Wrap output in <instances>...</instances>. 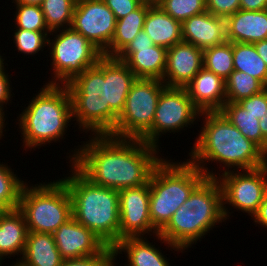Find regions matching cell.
<instances>
[{
	"instance_id": "1",
	"label": "cell",
	"mask_w": 267,
	"mask_h": 266,
	"mask_svg": "<svg viewBox=\"0 0 267 266\" xmlns=\"http://www.w3.org/2000/svg\"><path fill=\"white\" fill-rule=\"evenodd\" d=\"M89 138L69 155L70 164L93 184L106 188L120 191L149 183L154 168L163 159L158 156L159 148L141 139L111 135Z\"/></svg>"
},
{
	"instance_id": "2",
	"label": "cell",
	"mask_w": 267,
	"mask_h": 266,
	"mask_svg": "<svg viewBox=\"0 0 267 266\" xmlns=\"http://www.w3.org/2000/svg\"><path fill=\"white\" fill-rule=\"evenodd\" d=\"M203 127L189 153L190 163L195 165L207 178H216L207 163H219L224 172L251 170L267 164V155L251 140L243 136L220 111L201 112ZM222 163V164H221ZM237 167V168H236ZM227 168V169H226Z\"/></svg>"
},
{
	"instance_id": "3",
	"label": "cell",
	"mask_w": 267,
	"mask_h": 266,
	"mask_svg": "<svg viewBox=\"0 0 267 266\" xmlns=\"http://www.w3.org/2000/svg\"><path fill=\"white\" fill-rule=\"evenodd\" d=\"M224 220L220 183L216 178H206L155 237L168 244V249L183 252Z\"/></svg>"
},
{
	"instance_id": "4",
	"label": "cell",
	"mask_w": 267,
	"mask_h": 266,
	"mask_svg": "<svg viewBox=\"0 0 267 266\" xmlns=\"http://www.w3.org/2000/svg\"><path fill=\"white\" fill-rule=\"evenodd\" d=\"M70 167L72 174L61 180L71 196L73 218L113 248L119 242V191L93 184L73 164Z\"/></svg>"
},
{
	"instance_id": "5",
	"label": "cell",
	"mask_w": 267,
	"mask_h": 266,
	"mask_svg": "<svg viewBox=\"0 0 267 266\" xmlns=\"http://www.w3.org/2000/svg\"><path fill=\"white\" fill-rule=\"evenodd\" d=\"M43 86L17 117L24 150L39 149L46 142H60L73 119L67 87L47 83Z\"/></svg>"
},
{
	"instance_id": "6",
	"label": "cell",
	"mask_w": 267,
	"mask_h": 266,
	"mask_svg": "<svg viewBox=\"0 0 267 266\" xmlns=\"http://www.w3.org/2000/svg\"><path fill=\"white\" fill-rule=\"evenodd\" d=\"M71 97L72 117L80 130L90 135H110L118 116L108 102V57L87 68L65 85Z\"/></svg>"
},
{
	"instance_id": "7",
	"label": "cell",
	"mask_w": 267,
	"mask_h": 266,
	"mask_svg": "<svg viewBox=\"0 0 267 266\" xmlns=\"http://www.w3.org/2000/svg\"><path fill=\"white\" fill-rule=\"evenodd\" d=\"M171 160L163 158L154 168L149 179L150 218L153 228L158 233L167 225L175 211L207 178L188 160L181 163Z\"/></svg>"
},
{
	"instance_id": "8",
	"label": "cell",
	"mask_w": 267,
	"mask_h": 266,
	"mask_svg": "<svg viewBox=\"0 0 267 266\" xmlns=\"http://www.w3.org/2000/svg\"><path fill=\"white\" fill-rule=\"evenodd\" d=\"M39 184H24L18 209L25 217L28 232L53 234L73 217L71 196L61 179Z\"/></svg>"
},
{
	"instance_id": "9",
	"label": "cell",
	"mask_w": 267,
	"mask_h": 266,
	"mask_svg": "<svg viewBox=\"0 0 267 266\" xmlns=\"http://www.w3.org/2000/svg\"><path fill=\"white\" fill-rule=\"evenodd\" d=\"M53 33L56 35L50 40ZM48 46L52 58L50 69L54 76L47 84L66 85L87 68L96 65L103 56L95 45L72 28L52 31Z\"/></svg>"
},
{
	"instance_id": "10",
	"label": "cell",
	"mask_w": 267,
	"mask_h": 266,
	"mask_svg": "<svg viewBox=\"0 0 267 266\" xmlns=\"http://www.w3.org/2000/svg\"><path fill=\"white\" fill-rule=\"evenodd\" d=\"M165 87L162 80L137 78L110 135L116 138L142 139L152 129L157 102Z\"/></svg>"
},
{
	"instance_id": "11",
	"label": "cell",
	"mask_w": 267,
	"mask_h": 266,
	"mask_svg": "<svg viewBox=\"0 0 267 266\" xmlns=\"http://www.w3.org/2000/svg\"><path fill=\"white\" fill-rule=\"evenodd\" d=\"M217 174L219 176L217 175L216 179L222 189L225 221L231 216L225 204L252 217L258 211L267 192V164L256 169L229 170Z\"/></svg>"
},
{
	"instance_id": "12",
	"label": "cell",
	"mask_w": 267,
	"mask_h": 266,
	"mask_svg": "<svg viewBox=\"0 0 267 266\" xmlns=\"http://www.w3.org/2000/svg\"><path fill=\"white\" fill-rule=\"evenodd\" d=\"M200 113L184 87L166 86L157 102L152 129L141 140L159 148L162 134L185 130L184 127L200 120Z\"/></svg>"
},
{
	"instance_id": "13",
	"label": "cell",
	"mask_w": 267,
	"mask_h": 266,
	"mask_svg": "<svg viewBox=\"0 0 267 266\" xmlns=\"http://www.w3.org/2000/svg\"><path fill=\"white\" fill-rule=\"evenodd\" d=\"M116 21L103 0H76L71 28L103 53L112 41Z\"/></svg>"
},
{
	"instance_id": "14",
	"label": "cell",
	"mask_w": 267,
	"mask_h": 266,
	"mask_svg": "<svg viewBox=\"0 0 267 266\" xmlns=\"http://www.w3.org/2000/svg\"><path fill=\"white\" fill-rule=\"evenodd\" d=\"M149 204V183L119 191V241L126 237H144L147 233L154 237L158 234L151 223Z\"/></svg>"
},
{
	"instance_id": "15",
	"label": "cell",
	"mask_w": 267,
	"mask_h": 266,
	"mask_svg": "<svg viewBox=\"0 0 267 266\" xmlns=\"http://www.w3.org/2000/svg\"><path fill=\"white\" fill-rule=\"evenodd\" d=\"M56 246L64 260L101 254L108 246L91 230L73 217L53 233Z\"/></svg>"
},
{
	"instance_id": "16",
	"label": "cell",
	"mask_w": 267,
	"mask_h": 266,
	"mask_svg": "<svg viewBox=\"0 0 267 266\" xmlns=\"http://www.w3.org/2000/svg\"><path fill=\"white\" fill-rule=\"evenodd\" d=\"M202 68L203 51L182 41L167 49L162 81L168 87H185Z\"/></svg>"
},
{
	"instance_id": "17",
	"label": "cell",
	"mask_w": 267,
	"mask_h": 266,
	"mask_svg": "<svg viewBox=\"0 0 267 266\" xmlns=\"http://www.w3.org/2000/svg\"><path fill=\"white\" fill-rule=\"evenodd\" d=\"M182 40L202 51L227 41L225 18L206 11L181 23Z\"/></svg>"
},
{
	"instance_id": "18",
	"label": "cell",
	"mask_w": 267,
	"mask_h": 266,
	"mask_svg": "<svg viewBox=\"0 0 267 266\" xmlns=\"http://www.w3.org/2000/svg\"><path fill=\"white\" fill-rule=\"evenodd\" d=\"M184 88L201 112L219 111L226 103L225 80L204 67Z\"/></svg>"
},
{
	"instance_id": "19",
	"label": "cell",
	"mask_w": 267,
	"mask_h": 266,
	"mask_svg": "<svg viewBox=\"0 0 267 266\" xmlns=\"http://www.w3.org/2000/svg\"><path fill=\"white\" fill-rule=\"evenodd\" d=\"M225 21L227 41L253 44L267 39V9L262 11L240 9Z\"/></svg>"
},
{
	"instance_id": "20",
	"label": "cell",
	"mask_w": 267,
	"mask_h": 266,
	"mask_svg": "<svg viewBox=\"0 0 267 266\" xmlns=\"http://www.w3.org/2000/svg\"><path fill=\"white\" fill-rule=\"evenodd\" d=\"M28 228L23 213L17 208L0 212V262L19 255L21 260L27 241ZM20 253V254H19ZM22 255V256H21ZM6 257V258H5Z\"/></svg>"
},
{
	"instance_id": "21",
	"label": "cell",
	"mask_w": 267,
	"mask_h": 266,
	"mask_svg": "<svg viewBox=\"0 0 267 266\" xmlns=\"http://www.w3.org/2000/svg\"><path fill=\"white\" fill-rule=\"evenodd\" d=\"M143 30L155 45L166 49L183 41L181 22L167 14L155 2L148 8Z\"/></svg>"
},
{
	"instance_id": "22",
	"label": "cell",
	"mask_w": 267,
	"mask_h": 266,
	"mask_svg": "<svg viewBox=\"0 0 267 266\" xmlns=\"http://www.w3.org/2000/svg\"><path fill=\"white\" fill-rule=\"evenodd\" d=\"M159 250L147 237H126L113 247L115 257L122 252L127 253V264L124 266H171Z\"/></svg>"
},
{
	"instance_id": "23",
	"label": "cell",
	"mask_w": 267,
	"mask_h": 266,
	"mask_svg": "<svg viewBox=\"0 0 267 266\" xmlns=\"http://www.w3.org/2000/svg\"><path fill=\"white\" fill-rule=\"evenodd\" d=\"M64 259L56 246L53 234L28 232L22 266H62Z\"/></svg>"
},
{
	"instance_id": "24",
	"label": "cell",
	"mask_w": 267,
	"mask_h": 266,
	"mask_svg": "<svg viewBox=\"0 0 267 266\" xmlns=\"http://www.w3.org/2000/svg\"><path fill=\"white\" fill-rule=\"evenodd\" d=\"M167 49L153 45L137 48L125 61L137 78L163 80L166 69Z\"/></svg>"
},
{
	"instance_id": "25",
	"label": "cell",
	"mask_w": 267,
	"mask_h": 266,
	"mask_svg": "<svg viewBox=\"0 0 267 266\" xmlns=\"http://www.w3.org/2000/svg\"><path fill=\"white\" fill-rule=\"evenodd\" d=\"M136 79L123 61L108 57V102L117 116L123 111L127 95Z\"/></svg>"
},
{
	"instance_id": "26",
	"label": "cell",
	"mask_w": 267,
	"mask_h": 266,
	"mask_svg": "<svg viewBox=\"0 0 267 266\" xmlns=\"http://www.w3.org/2000/svg\"><path fill=\"white\" fill-rule=\"evenodd\" d=\"M153 3L143 2L137 9L116 21L112 41L109 47L102 53L104 56L116 57L143 30L148 8Z\"/></svg>"
},
{
	"instance_id": "27",
	"label": "cell",
	"mask_w": 267,
	"mask_h": 266,
	"mask_svg": "<svg viewBox=\"0 0 267 266\" xmlns=\"http://www.w3.org/2000/svg\"><path fill=\"white\" fill-rule=\"evenodd\" d=\"M240 133L255 143L267 155V140L262 136L259 119L238 102H226L219 110Z\"/></svg>"
},
{
	"instance_id": "28",
	"label": "cell",
	"mask_w": 267,
	"mask_h": 266,
	"mask_svg": "<svg viewBox=\"0 0 267 266\" xmlns=\"http://www.w3.org/2000/svg\"><path fill=\"white\" fill-rule=\"evenodd\" d=\"M233 66L234 70L248 73L267 87V66L254 44L233 43Z\"/></svg>"
},
{
	"instance_id": "29",
	"label": "cell",
	"mask_w": 267,
	"mask_h": 266,
	"mask_svg": "<svg viewBox=\"0 0 267 266\" xmlns=\"http://www.w3.org/2000/svg\"><path fill=\"white\" fill-rule=\"evenodd\" d=\"M76 0H43L40 5L50 32L71 28Z\"/></svg>"
},
{
	"instance_id": "30",
	"label": "cell",
	"mask_w": 267,
	"mask_h": 266,
	"mask_svg": "<svg viewBox=\"0 0 267 266\" xmlns=\"http://www.w3.org/2000/svg\"><path fill=\"white\" fill-rule=\"evenodd\" d=\"M225 86L226 102H239L266 88L258 79L236 70L232 71L225 80Z\"/></svg>"
},
{
	"instance_id": "31",
	"label": "cell",
	"mask_w": 267,
	"mask_h": 266,
	"mask_svg": "<svg viewBox=\"0 0 267 266\" xmlns=\"http://www.w3.org/2000/svg\"><path fill=\"white\" fill-rule=\"evenodd\" d=\"M203 67L226 80L233 66V43L226 41L203 51Z\"/></svg>"
},
{
	"instance_id": "32",
	"label": "cell",
	"mask_w": 267,
	"mask_h": 266,
	"mask_svg": "<svg viewBox=\"0 0 267 266\" xmlns=\"http://www.w3.org/2000/svg\"><path fill=\"white\" fill-rule=\"evenodd\" d=\"M26 182L21 180L11 167L0 162V208L13 210L19 207L20 194Z\"/></svg>"
},
{
	"instance_id": "33",
	"label": "cell",
	"mask_w": 267,
	"mask_h": 266,
	"mask_svg": "<svg viewBox=\"0 0 267 266\" xmlns=\"http://www.w3.org/2000/svg\"><path fill=\"white\" fill-rule=\"evenodd\" d=\"M155 3L181 23L207 11L206 0H156Z\"/></svg>"
},
{
	"instance_id": "34",
	"label": "cell",
	"mask_w": 267,
	"mask_h": 266,
	"mask_svg": "<svg viewBox=\"0 0 267 266\" xmlns=\"http://www.w3.org/2000/svg\"><path fill=\"white\" fill-rule=\"evenodd\" d=\"M16 12L14 29H23L36 32H50L46 26L40 6L15 4Z\"/></svg>"
},
{
	"instance_id": "35",
	"label": "cell",
	"mask_w": 267,
	"mask_h": 266,
	"mask_svg": "<svg viewBox=\"0 0 267 266\" xmlns=\"http://www.w3.org/2000/svg\"><path fill=\"white\" fill-rule=\"evenodd\" d=\"M51 32H36L30 30H14L13 43L19 51L26 55H35L45 46L48 47V36Z\"/></svg>"
},
{
	"instance_id": "36",
	"label": "cell",
	"mask_w": 267,
	"mask_h": 266,
	"mask_svg": "<svg viewBox=\"0 0 267 266\" xmlns=\"http://www.w3.org/2000/svg\"><path fill=\"white\" fill-rule=\"evenodd\" d=\"M116 259L113 248L107 247L99 255L64 260L62 266H116Z\"/></svg>"
},
{
	"instance_id": "37",
	"label": "cell",
	"mask_w": 267,
	"mask_h": 266,
	"mask_svg": "<svg viewBox=\"0 0 267 266\" xmlns=\"http://www.w3.org/2000/svg\"><path fill=\"white\" fill-rule=\"evenodd\" d=\"M248 113L260 119L267 110V87L260 93L254 94L238 102Z\"/></svg>"
},
{
	"instance_id": "38",
	"label": "cell",
	"mask_w": 267,
	"mask_h": 266,
	"mask_svg": "<svg viewBox=\"0 0 267 266\" xmlns=\"http://www.w3.org/2000/svg\"><path fill=\"white\" fill-rule=\"evenodd\" d=\"M206 9L211 14L226 19L240 10V0H206Z\"/></svg>"
},
{
	"instance_id": "39",
	"label": "cell",
	"mask_w": 267,
	"mask_h": 266,
	"mask_svg": "<svg viewBox=\"0 0 267 266\" xmlns=\"http://www.w3.org/2000/svg\"><path fill=\"white\" fill-rule=\"evenodd\" d=\"M109 9L114 13L116 20L128 15L130 12L137 9L142 3V0H103Z\"/></svg>"
},
{
	"instance_id": "40",
	"label": "cell",
	"mask_w": 267,
	"mask_h": 266,
	"mask_svg": "<svg viewBox=\"0 0 267 266\" xmlns=\"http://www.w3.org/2000/svg\"><path fill=\"white\" fill-rule=\"evenodd\" d=\"M155 45L144 30H141L135 38L116 56L120 61H125L137 48H148Z\"/></svg>"
},
{
	"instance_id": "41",
	"label": "cell",
	"mask_w": 267,
	"mask_h": 266,
	"mask_svg": "<svg viewBox=\"0 0 267 266\" xmlns=\"http://www.w3.org/2000/svg\"><path fill=\"white\" fill-rule=\"evenodd\" d=\"M5 66L0 68V109L4 110V105L7 107L8 101L12 98V87L10 85L9 73L5 71Z\"/></svg>"
},
{
	"instance_id": "42",
	"label": "cell",
	"mask_w": 267,
	"mask_h": 266,
	"mask_svg": "<svg viewBox=\"0 0 267 266\" xmlns=\"http://www.w3.org/2000/svg\"><path fill=\"white\" fill-rule=\"evenodd\" d=\"M255 224L267 228V192L264 195L263 201L259 206L258 211L252 216Z\"/></svg>"
},
{
	"instance_id": "43",
	"label": "cell",
	"mask_w": 267,
	"mask_h": 266,
	"mask_svg": "<svg viewBox=\"0 0 267 266\" xmlns=\"http://www.w3.org/2000/svg\"><path fill=\"white\" fill-rule=\"evenodd\" d=\"M240 9L262 11L267 9V0H240Z\"/></svg>"
},
{
	"instance_id": "44",
	"label": "cell",
	"mask_w": 267,
	"mask_h": 266,
	"mask_svg": "<svg viewBox=\"0 0 267 266\" xmlns=\"http://www.w3.org/2000/svg\"><path fill=\"white\" fill-rule=\"evenodd\" d=\"M258 55L266 63L267 66V39L253 43Z\"/></svg>"
},
{
	"instance_id": "45",
	"label": "cell",
	"mask_w": 267,
	"mask_h": 266,
	"mask_svg": "<svg viewBox=\"0 0 267 266\" xmlns=\"http://www.w3.org/2000/svg\"><path fill=\"white\" fill-rule=\"evenodd\" d=\"M259 126L262 136L267 140V110L266 113L259 119Z\"/></svg>"
},
{
	"instance_id": "46",
	"label": "cell",
	"mask_w": 267,
	"mask_h": 266,
	"mask_svg": "<svg viewBox=\"0 0 267 266\" xmlns=\"http://www.w3.org/2000/svg\"><path fill=\"white\" fill-rule=\"evenodd\" d=\"M43 0H13L12 3L23 4V5H36L40 6Z\"/></svg>"
},
{
	"instance_id": "47",
	"label": "cell",
	"mask_w": 267,
	"mask_h": 266,
	"mask_svg": "<svg viewBox=\"0 0 267 266\" xmlns=\"http://www.w3.org/2000/svg\"><path fill=\"white\" fill-rule=\"evenodd\" d=\"M5 112L6 111H4V110H2V109H0V139L2 138V136H4V134H3V131H6V129L4 130V128H5V124L6 123H4L5 122Z\"/></svg>"
},
{
	"instance_id": "48",
	"label": "cell",
	"mask_w": 267,
	"mask_h": 266,
	"mask_svg": "<svg viewBox=\"0 0 267 266\" xmlns=\"http://www.w3.org/2000/svg\"><path fill=\"white\" fill-rule=\"evenodd\" d=\"M3 56L0 55V68L5 65V62H4V58H2Z\"/></svg>"
},
{
	"instance_id": "49",
	"label": "cell",
	"mask_w": 267,
	"mask_h": 266,
	"mask_svg": "<svg viewBox=\"0 0 267 266\" xmlns=\"http://www.w3.org/2000/svg\"><path fill=\"white\" fill-rule=\"evenodd\" d=\"M13 264L11 266H22L19 262H14ZM0 266H2V265H0Z\"/></svg>"
},
{
	"instance_id": "50",
	"label": "cell",
	"mask_w": 267,
	"mask_h": 266,
	"mask_svg": "<svg viewBox=\"0 0 267 266\" xmlns=\"http://www.w3.org/2000/svg\"><path fill=\"white\" fill-rule=\"evenodd\" d=\"M143 2H155V0H142Z\"/></svg>"
}]
</instances>
